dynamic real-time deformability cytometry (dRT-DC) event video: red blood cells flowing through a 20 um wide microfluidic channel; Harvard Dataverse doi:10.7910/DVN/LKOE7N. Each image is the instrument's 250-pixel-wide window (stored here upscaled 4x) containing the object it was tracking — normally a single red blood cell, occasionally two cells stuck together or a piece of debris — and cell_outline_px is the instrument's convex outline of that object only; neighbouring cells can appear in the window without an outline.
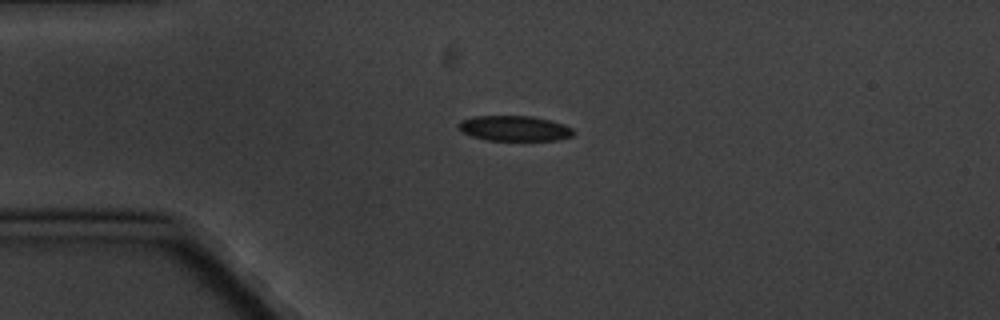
{"species": "common noctule bat (a hibernating species)", "species_latin": "Nyctalus noctula", "temperature_condition": "cold", "stored_images_in_passage": 1, "camera_frame_rate_fps": 3000, "um_per_image_px": 0.085, "animal": {"sex": "male", "body_mass_g": 20.1, "forearm_length_mm": 53.5}, "frame": {"image": 1, "passage_image": 1, "time_ms": 0.0, "image_size_px": [1000, 320], "cell_outline_px": [[576, 132], [572, 136], [560, 140], [488, 140], [472, 136], [460, 132], [456, 128], [456, 124], [460, 120], [476, 116], [532, 116], [564, 124], [572, 128]], "centroid_in_image_um": [43.69, 10.91], "position_along_channel_um": 41.3, "area_um2": 17.11}}